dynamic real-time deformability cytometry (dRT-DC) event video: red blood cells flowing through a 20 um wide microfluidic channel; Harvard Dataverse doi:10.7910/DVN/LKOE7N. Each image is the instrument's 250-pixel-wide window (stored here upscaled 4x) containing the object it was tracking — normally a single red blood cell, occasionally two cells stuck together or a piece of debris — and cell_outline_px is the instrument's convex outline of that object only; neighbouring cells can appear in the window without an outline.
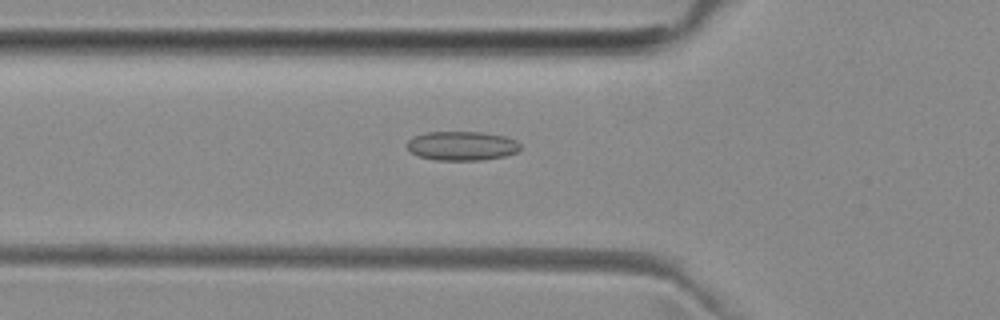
{"species": "common noctule bat (a hibernating species)", "species_latin": "Nyctalus noctula", "temperature_condition": "room temperature", "stored_images_in_passage": 52, "camera_frame_rate_fps": 3000, "um_per_image_px": 0.085, "animal": {"sex": "female", "body_mass_g": 29.2, "forearm_length_mm": 56.3}, "frame": {"image": 1, "passage_image": 18, "time_ms": 5.667, "image_size_px": [1000, 320], "cell_outline_px": [[520, 148], [516, 152], [504, 156], [484, 160], [436, 160], [416, 156], [404, 144], [412, 136], [424, 132], [484, 132], [504, 136], [516, 140], [520, 144]], "centroid_in_image_um": [39.21, 12.39], "position_along_channel_um": 86.6, "area_um2": 19.48}}
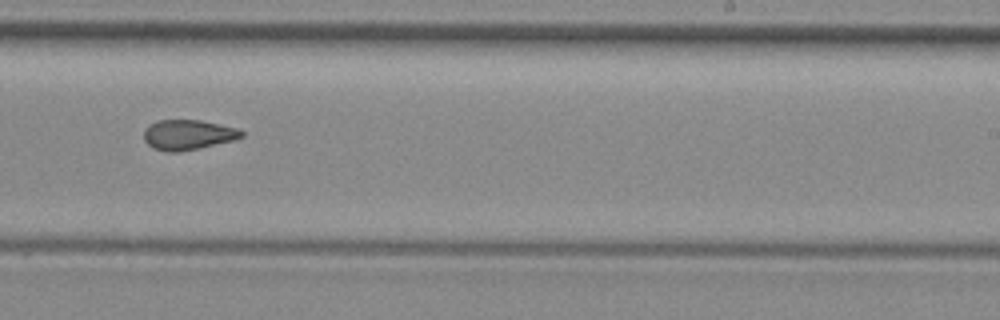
{"frame": {"image": 2, "passage_image": 32, "time_ms": 10.333, "image_size_px": [1000, 320], "cell_outline_px": [[244, 136], [232, 140], [180, 152], [168, 152], [152, 148], [144, 140], [144, 128], [156, 120], [200, 120], [240, 128], [244, 132]], "centroid_in_image_um": [15.97, 11.44], "position_along_channel_um": 273.0, "area_um2": 17.17}}
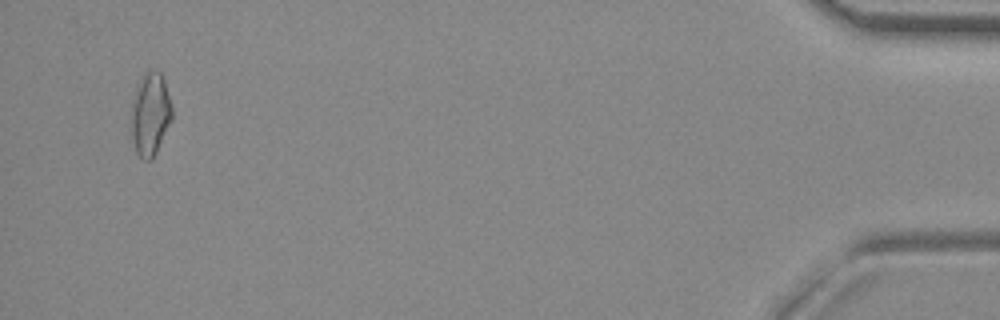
{"frame": {"image": 3, "passage_image": 50, "time_ms": 16.333, "image_size_px": [1000, 320], "cell_outline_px": [[172, 120], [152, 160], [144, 160], [136, 152], [132, 140], [132, 100], [136, 84], [144, 72], [148, 68], [156, 68], [160, 72], [164, 80], [172, 108]], "centroid_in_image_um": [12.77, 9.64], "position_along_channel_um": 422.4, "area_um2": 19.94}, "authors_computed_cell_mechanics": {"area_um2": 17.9758, "velocity_mm_per_s": 3.991, "shape_relaxation_time_tau1_ms": null, "shape_relaxation_time_tau2_ms": 2.39, "deformation_change_tau1": null, "deformation_change_tau2": 0.0945}}